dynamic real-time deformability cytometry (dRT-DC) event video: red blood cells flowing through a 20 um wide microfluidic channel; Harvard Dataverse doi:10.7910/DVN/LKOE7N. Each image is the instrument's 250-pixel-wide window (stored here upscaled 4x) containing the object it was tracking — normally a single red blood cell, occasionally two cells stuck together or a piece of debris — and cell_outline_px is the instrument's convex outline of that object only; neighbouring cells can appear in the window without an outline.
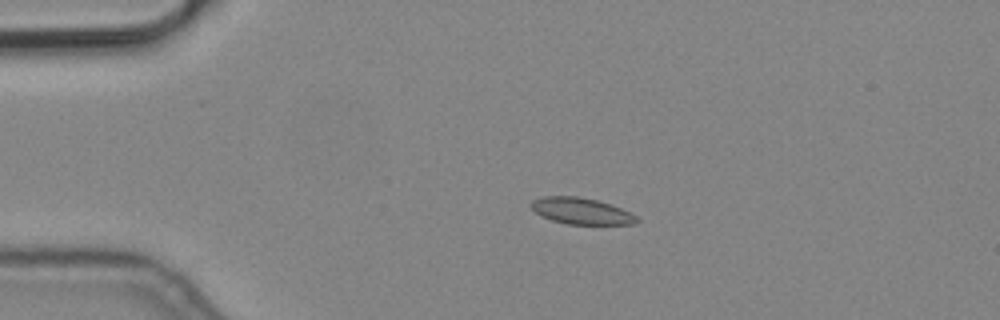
{"species": "common noctule bat (a hibernating species)", "species_latin": "Nyctalus noctula", "temperature_condition": "cold", "stored_images_in_passage": 6, "camera_frame_rate_fps": 3000, "um_per_image_px": 0.085, "animal": {"sex": "male", "body_mass_g": 19.2, "forearm_length_mm": 51.8}, "frame": {"image": 1, "passage_image": 4, "time_ms": 1.0, "image_size_px": [1000, 320], "cell_outline_px": [[640, 220], [636, 224], [568, 224], [552, 220], [540, 216], [528, 204], [532, 200], [544, 196], [576, 196], [596, 200], [620, 208], [636, 216]], "centroid_in_image_um": [49.37, 17.94], "position_along_channel_um": 35.6, "area_um2": 16.13}}
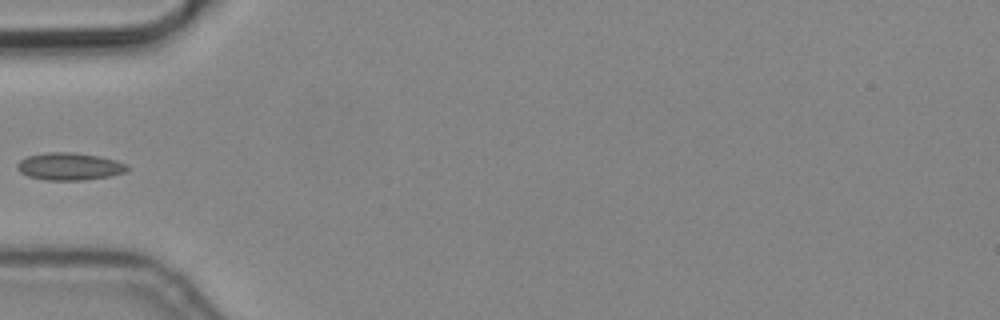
{"frame": {"image": 2, "passage_image": 6, "time_ms": 1.667, "image_size_px": [1000, 320], "cell_outline_px": [[128, 168], [124, 172], [112, 176], [84, 180], [44, 180], [28, 176], [20, 172], [16, 168], [16, 164], [20, 160], [28, 156], [44, 152], [76, 152], [100, 156], [116, 160], [128, 164]], "centroid_in_image_um": [5.9, 14.14], "position_along_channel_um": 79.1, "area_um2": 17.8}}